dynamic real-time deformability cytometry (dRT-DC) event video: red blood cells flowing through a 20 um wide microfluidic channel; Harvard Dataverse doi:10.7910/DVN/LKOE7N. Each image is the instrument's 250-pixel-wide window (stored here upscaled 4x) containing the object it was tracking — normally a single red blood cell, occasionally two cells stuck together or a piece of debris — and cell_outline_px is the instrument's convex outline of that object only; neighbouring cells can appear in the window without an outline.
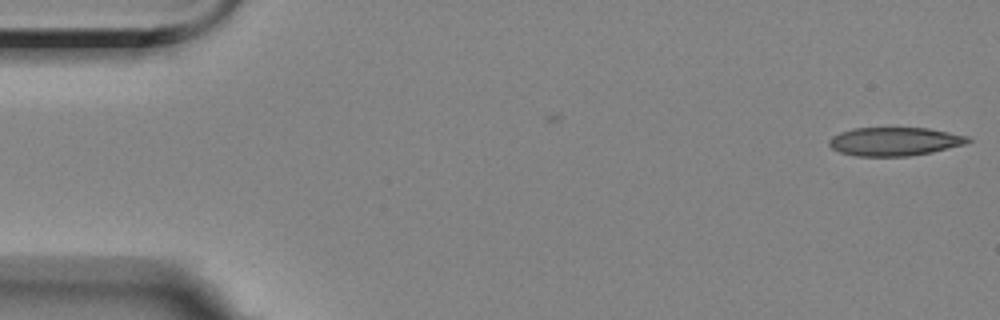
{"species": "Egyptian fruit bat (a non-hibernating species)", "species_latin": "Rousettus aegyptiacus", "temperature_condition": "room temperature", "stored_images_in_passage": 2, "camera_frame_rate_fps": 3000, "um_per_image_px": 0.085, "animal": {"sex": "female"}, "frame": {"image": 1, "passage_image": 1, "time_ms": 0.0, "image_size_px": [1000, 320], "cell_outline_px": [[972, 140], [964, 144], [932, 152], [908, 156], [856, 156], [840, 152], [832, 148], [828, 144], [828, 140], [832, 136], [840, 132], [852, 128], [928, 128], [968, 136]], "centroid_in_image_um": [76.01, 12.02], "position_along_channel_um": 9.0, "area_um2": 23.0}}